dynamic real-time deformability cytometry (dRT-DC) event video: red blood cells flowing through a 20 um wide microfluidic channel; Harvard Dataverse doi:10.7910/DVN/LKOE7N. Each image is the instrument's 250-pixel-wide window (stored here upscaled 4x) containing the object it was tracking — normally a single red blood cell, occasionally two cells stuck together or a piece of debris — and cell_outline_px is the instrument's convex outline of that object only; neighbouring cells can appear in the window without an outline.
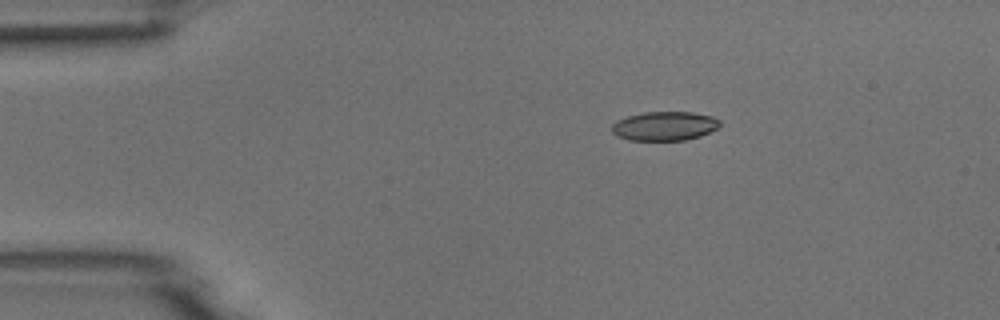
{"species": "common noctule bat (a hibernating species)", "species_latin": "Nyctalus noctula", "temperature_condition": "room temperature", "stored_images_in_passage": 45, "camera_frame_rate_fps": 3000, "um_per_image_px": 0.085, "animal": {"sex": "male", "body_mass_g": 18.8}, "frame": {"image": 1, "passage_image": 1, "time_ms": 0.0, "image_size_px": [1000, 320], "cell_outline_px": [[720, 124], [716, 128], [700, 136], [684, 140], [628, 140], [616, 136], [612, 132], [612, 124], [616, 120], [628, 116], [644, 112], [692, 112], [712, 116], [720, 120]], "centroid_in_image_um": [56.45, 10.71], "position_along_channel_um": 28.5, "area_um2": 18.26}}
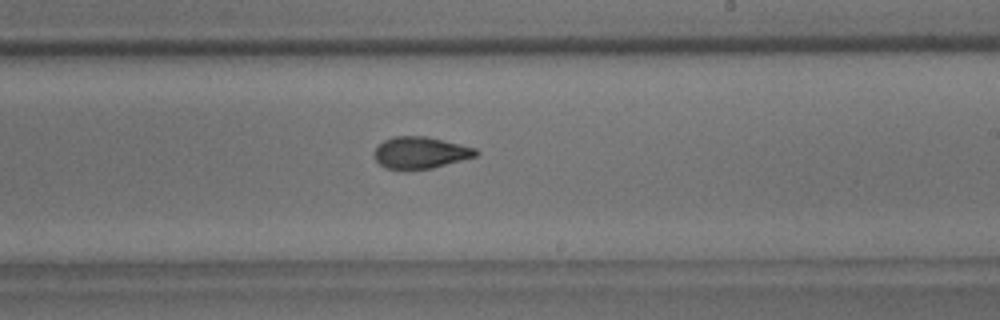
{"frame": {"image": 2, "passage_image": 23, "time_ms": 7.333, "image_size_px": [1000, 320], "cell_outline_px": [[480, 152], [476, 156], [432, 168], [384, 168], [376, 160], [376, 148], [384, 140], [392, 136], [424, 136], [460, 144], [476, 148]], "centroid_in_image_um": [35.76, 12.96], "position_along_channel_um": 253.2, "area_um2": 18.32}}
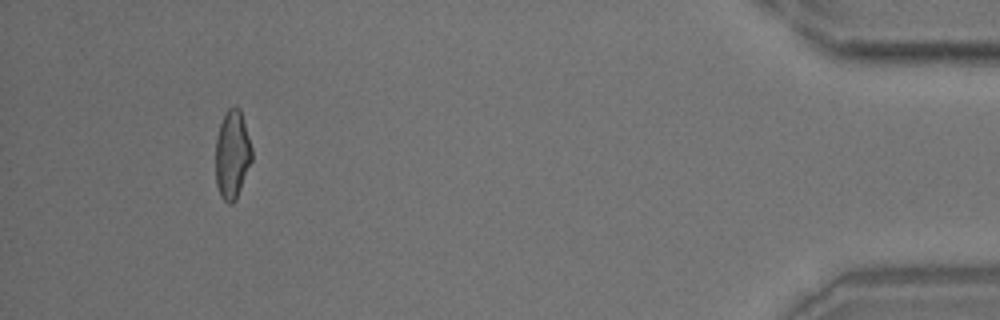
{"frame": {"image": 3, "passage_image": 41, "time_ms": 13.333, "image_size_px": [1000, 320], "cell_outline_px": [[252, 160], [236, 200], [232, 204], [228, 204], [220, 196], [216, 184], [216, 136], [224, 112], [228, 108], [240, 108], [252, 148]], "centroid_in_image_um": [19.73, 13.15], "position_along_channel_um": 415.5, "area_um2": 18.79}}